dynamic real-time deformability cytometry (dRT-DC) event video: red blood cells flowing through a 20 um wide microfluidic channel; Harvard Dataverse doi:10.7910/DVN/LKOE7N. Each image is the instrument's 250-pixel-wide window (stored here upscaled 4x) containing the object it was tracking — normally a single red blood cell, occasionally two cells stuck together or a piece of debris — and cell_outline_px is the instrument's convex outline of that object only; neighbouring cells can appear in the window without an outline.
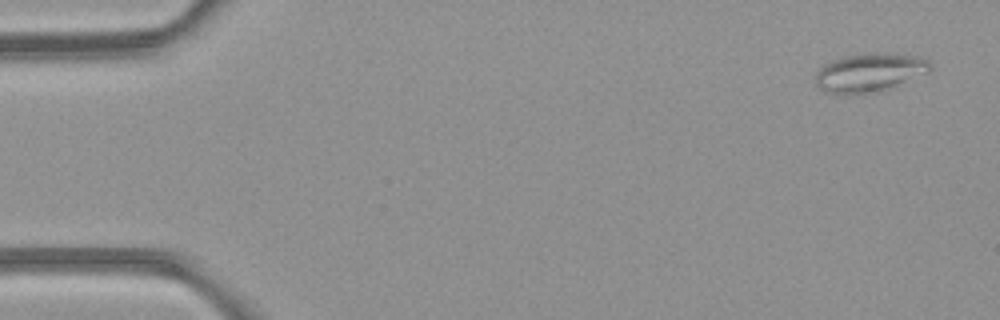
{"species": "common noctule bat (a hibernating species)", "species_latin": "Nyctalus noctula", "temperature_condition": "room temperature", "stored_images_in_passage": 5, "camera_frame_rate_fps": 3000, "um_per_image_px": 0.085, "animal": {"sex": "female", "body_mass_g": 21.9}, "frame": {"image": 1, "passage_image": 1, "time_ms": 0.0, "image_size_px": [1000, 320], "cell_outline_px": [[932, 68], [928, 72], [896, 88], [876, 92], [824, 92], [816, 84], [816, 72], [824, 64], [832, 60], [844, 56], [872, 52], [884, 52], [920, 56], [928, 60], [932, 64]], "centroid_in_image_um": [74.0, 6.13], "position_along_channel_um": 11.0, "area_um2": 26.01}}